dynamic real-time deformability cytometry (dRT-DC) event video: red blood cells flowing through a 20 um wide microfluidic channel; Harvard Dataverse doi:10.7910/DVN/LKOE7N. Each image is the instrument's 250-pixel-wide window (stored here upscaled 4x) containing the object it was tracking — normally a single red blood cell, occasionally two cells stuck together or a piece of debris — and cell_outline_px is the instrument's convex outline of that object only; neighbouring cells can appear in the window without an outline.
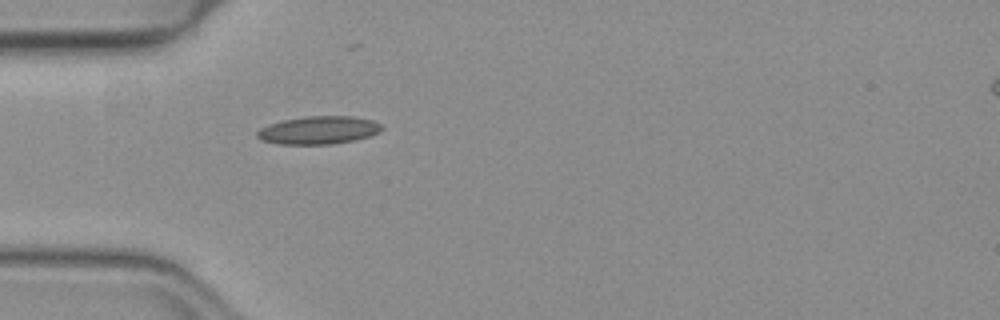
{"species": "common noctule bat (a hibernating species)", "species_latin": "Nyctalus noctula", "temperature_condition": "warm", "stored_images_in_passage": 37, "camera_frame_rate_fps": 3000, "um_per_image_px": 0.085, "animal": {"sex": "female", "body_mass_g": 19.3, "forearm_length_mm": 54.1}, "frame": {"image": 1, "passage_image": 1, "time_ms": 0.0, "image_size_px": [1000, 320], "cell_outline_px": [[384, 128], [380, 132], [356, 140], [332, 144], [280, 144], [260, 140], [256, 136], [256, 132], [260, 128], [268, 124], [284, 120], [304, 116], [352, 116], [372, 120], [380, 124]], "centroid_in_image_um": [27.07, 11.06], "position_along_channel_um": 57.9, "area_um2": 20.4}}
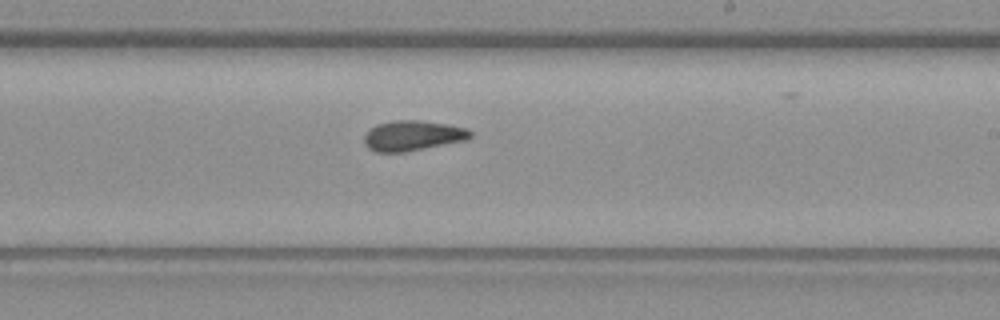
{"frame": {"image": 2, "passage_image": 16, "time_ms": 5.0, "image_size_px": [1000, 320], "cell_outline_px": [[472, 136], [468, 140], [404, 152], [376, 152], [368, 148], [364, 144], [364, 136], [376, 124], [392, 120], [420, 120], [448, 124], [468, 128], [472, 132]], "centroid_in_image_um": [35.11, 11.52], "position_along_channel_um": 253.9, "area_um2": 18.84}}
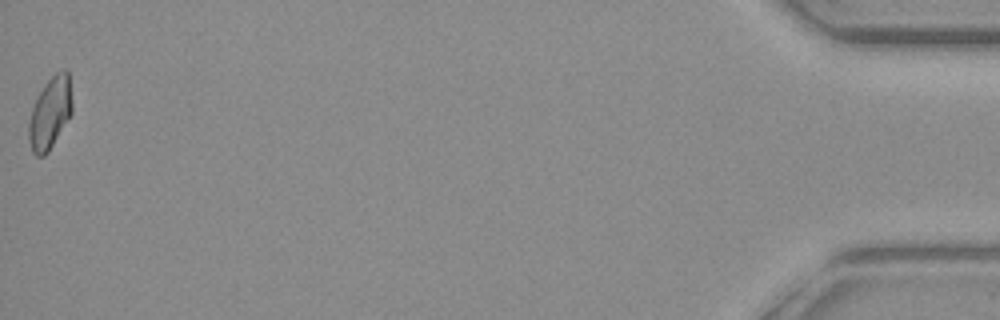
{"frame": {"image": 3, "passage_image": 37, "time_ms": 12.0, "image_size_px": [1000, 320], "cell_outline_px": [[72, 112], [48, 152], [44, 156], [36, 156], [32, 152], [28, 140], [28, 124], [32, 108], [36, 96], [44, 84], [56, 72], [64, 68], [68, 72], [72, 100]], "centroid_in_image_um": [4.24, 9.59], "position_along_channel_um": 431.0, "area_um2": 18.21}, "authors_computed_cell_mechanics": {"area_um2": 18.207, "velocity_mm_per_s": 4.002, "shape_relaxation_time_tau1_ms": 9.0378, "shape_relaxation_time_tau2_ms": 1.6126, "deformation_change_tau1": 0.1542, "deformation_change_tau2": 0.0815}}